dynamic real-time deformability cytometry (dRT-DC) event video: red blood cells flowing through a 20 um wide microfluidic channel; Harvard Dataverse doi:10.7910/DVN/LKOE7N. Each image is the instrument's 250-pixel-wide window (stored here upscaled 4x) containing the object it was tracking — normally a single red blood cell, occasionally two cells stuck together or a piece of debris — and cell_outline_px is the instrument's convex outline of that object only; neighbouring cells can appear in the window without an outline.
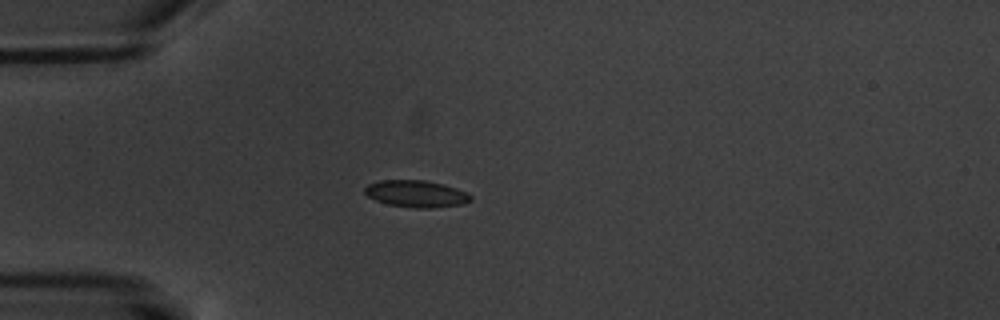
{"species": "common noctule bat (a hibernating species)", "species_latin": "Nyctalus noctula", "temperature_condition": "warm", "stored_images_in_passage": 4, "camera_frame_rate_fps": 3000, "um_per_image_px": 0.085, "animal": {"sex": "male", "body_mass_g": 20.1, "forearm_length_mm": 53.5}, "frame": {"image": 1, "passage_image": 4, "time_ms": 3.667, "image_size_px": [1000, 320], "cell_outline_px": [[472, 200], [464, 204], [432, 208], [416, 208], [388, 204], [376, 200], [368, 196], [364, 192], [364, 188], [368, 184], [380, 180], [424, 180], [444, 184], [468, 192], [472, 196]], "centroid_in_image_um": [35.41, 16.47], "position_along_channel_um": 49.6, "area_um2": 16.7}}